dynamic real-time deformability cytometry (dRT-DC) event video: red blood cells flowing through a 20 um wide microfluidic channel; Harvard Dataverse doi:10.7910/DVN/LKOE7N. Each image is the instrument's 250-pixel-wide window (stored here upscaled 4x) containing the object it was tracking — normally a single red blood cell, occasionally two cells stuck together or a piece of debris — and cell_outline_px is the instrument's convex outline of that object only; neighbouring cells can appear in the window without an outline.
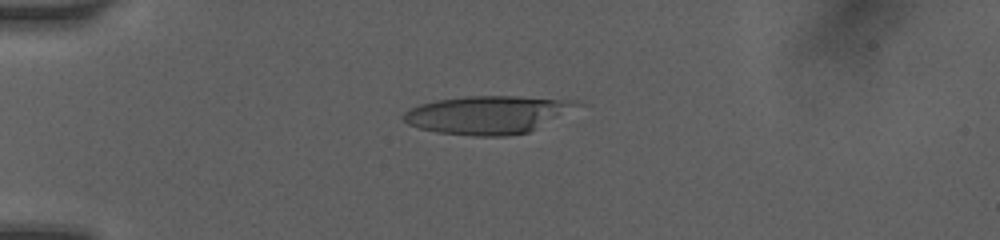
{"species": "human", "species_latin": "Homo sapiens", "temperature_condition": "room temperature", "stored_images_in_passage": 58, "camera_frame_rate_fps": 3000, "um_per_image_px": 0.085, "donor": {"sex": "female"}, "frame": {"image": 1, "passage_image": 15, "time_ms": 4.0, "image_size_px": [1000, 240], "cell_outline_px": [[588, 104], [528, 132], [508, 136], [472, 136], [436, 132], [420, 128], [408, 124], [400, 116], [408, 108], [420, 104], [436, 100], [464, 96], [516, 96], [580, 100]], "centroid_in_image_um": [41.52, 9.74], "position_along_channel_um": 43.5, "area_um2": 39.07}}
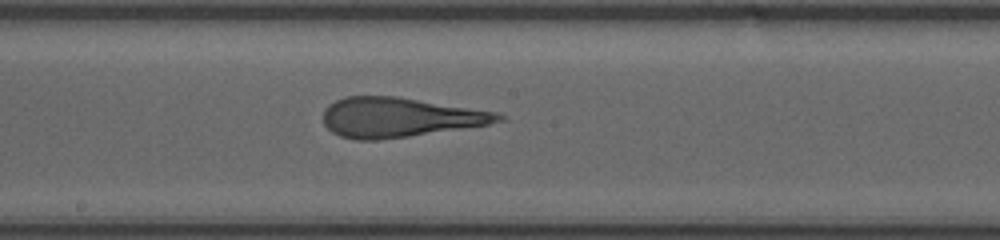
{"frame": {"image": 2, "passage_image": 32, "time_ms": 9.0, "image_size_px": [1000, 240], "cell_outline_px": [[508, 120], [488, 124], [408, 136], [376, 140], [356, 140], [340, 136], [332, 132], [324, 124], [324, 108], [328, 104], [344, 96], [396, 96], [500, 112]], "centroid_in_image_um": [33.96, 9.96], "position_along_channel_um": 214.2, "area_um2": 40.46}}
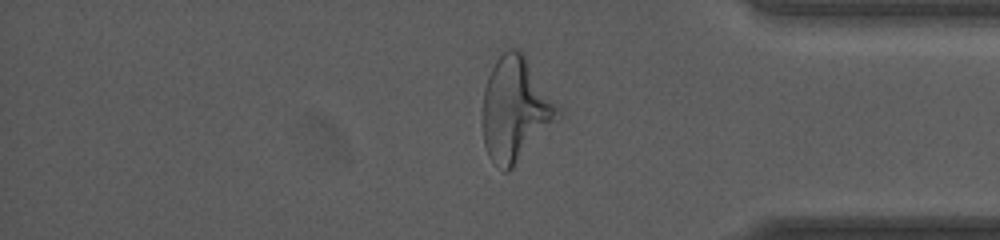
{"frame": {"image": 3, "passage_image": 48, "time_ms": 13.667, "image_size_px": [1000, 240], "cell_outline_px": [[564, 116], [508, 172], [504, 172], [488, 156], [484, 144], [484, 88], [488, 76], [496, 60], [508, 48], [516, 48], [524, 52], [564, 108]], "centroid_in_image_um": [43.92, 9.26], "position_along_channel_um": 391.3, "area_um2": 46.76}, "authors_computed_cell_mechanics": {"area_um2": 40.5178, "velocity_mm_per_s": 4.1146, "shape_relaxation_time_tau1_ms": 6.5808, "shape_relaxation_time_tau2_ms": 1.4241, "deformation_change_tau1": 0.2734, "deformation_change_tau2": 0.1422}}